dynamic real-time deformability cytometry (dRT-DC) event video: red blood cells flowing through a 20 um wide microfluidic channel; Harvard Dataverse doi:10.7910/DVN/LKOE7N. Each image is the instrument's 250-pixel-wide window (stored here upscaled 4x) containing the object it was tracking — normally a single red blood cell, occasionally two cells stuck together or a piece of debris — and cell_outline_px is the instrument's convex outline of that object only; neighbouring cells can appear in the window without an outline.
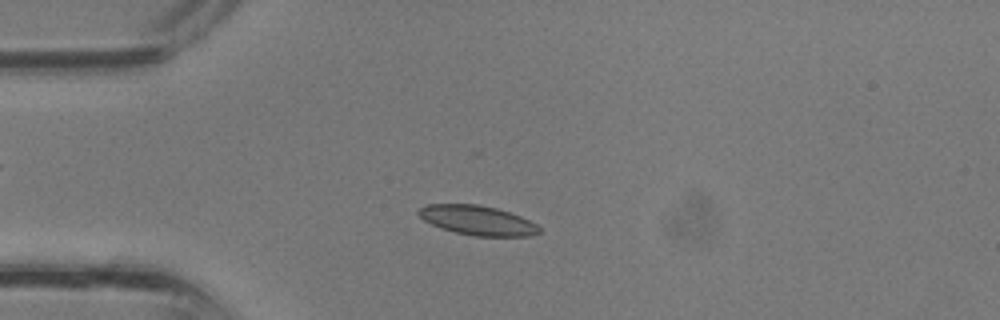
{"species": "common noctule bat (a hibernating species)", "species_latin": "Nyctalus noctula", "temperature_condition": "room temperature", "stored_images_in_passage": 28, "camera_frame_rate_fps": 3000, "um_per_image_px": 0.085, "animal": {"sex": "male", "body_mass_g": 13.3}, "frame": {"image": 1, "passage_image": 1, "time_ms": 0.0, "image_size_px": [1000, 320], "cell_outline_px": [[540, 232], [528, 236], [472, 236], [440, 228], [424, 220], [416, 212], [420, 208], [428, 204], [476, 204], [496, 208], [520, 216], [536, 224], [540, 228]], "centroid_in_image_um": [40.57, 18.73], "position_along_channel_um": 44.4, "area_um2": 20.58}}
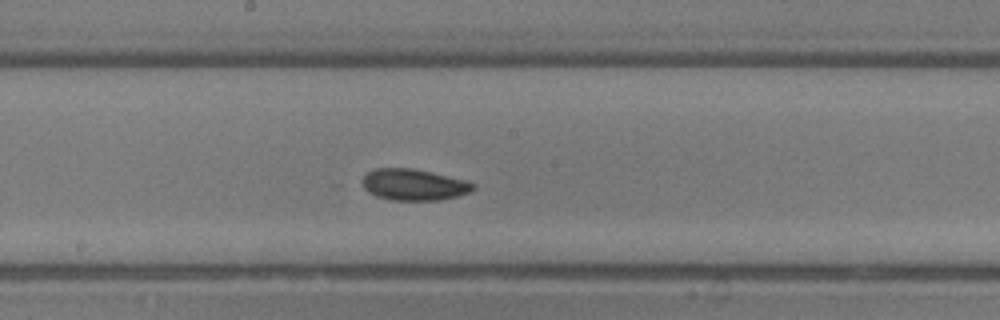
{"frame": {"image": 2, "passage_image": 11, "time_ms": 3.333, "image_size_px": [1000, 320], "cell_outline_px": [[476, 188], [472, 192], [440, 200], [392, 200], [376, 196], [368, 192], [364, 188], [364, 176], [368, 172], [376, 168], [412, 168], [432, 172], [464, 180], [476, 184]], "centroid_in_image_um": [35.21, 15.7], "position_along_channel_um": 213.0, "area_um2": 20.17}}
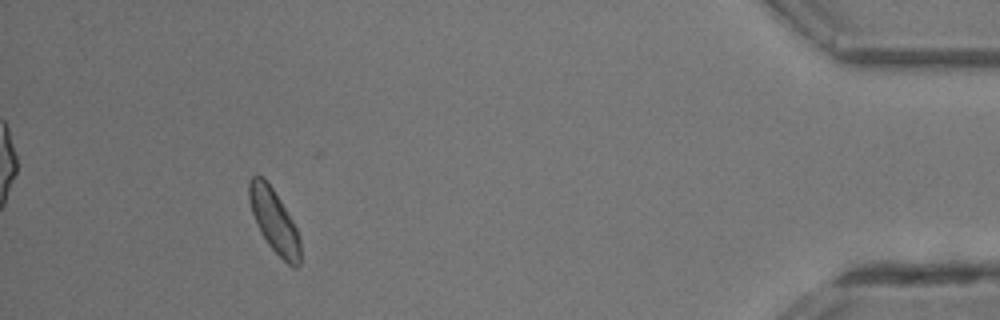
{"frame": {"image": 3, "passage_image": 25, "time_ms": 8.0, "image_size_px": [1000, 320], "cell_outline_px": [[300, 264], [296, 268], [292, 268], [268, 244], [260, 232], [252, 212], [248, 200], [248, 180], [252, 176], [264, 176], [280, 200], [292, 220], [300, 236]], "centroid_in_image_um": [23.29, 18.77], "position_along_channel_um": 411.9, "area_um2": 18.84}}